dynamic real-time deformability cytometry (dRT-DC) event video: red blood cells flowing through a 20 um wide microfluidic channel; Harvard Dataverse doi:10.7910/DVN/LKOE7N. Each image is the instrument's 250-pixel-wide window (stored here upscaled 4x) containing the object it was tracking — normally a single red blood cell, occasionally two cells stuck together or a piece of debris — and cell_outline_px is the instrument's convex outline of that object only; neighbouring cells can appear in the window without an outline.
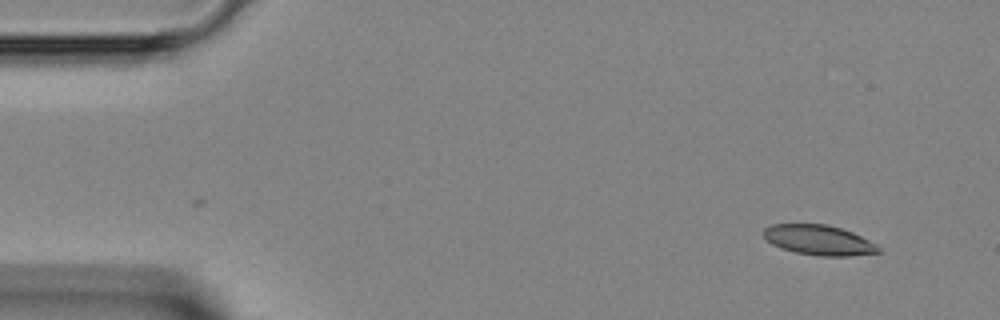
{"species": "Egyptian fruit bat (a non-hibernating species)", "species_latin": "Rousettus aegyptiacus", "temperature_condition": "room temperature", "stored_images_in_passage": 43, "camera_frame_rate_fps": 3000, "um_per_image_px": 0.085, "animal": {"sex": "female"}, "frame": {"image": 1, "passage_image": 1, "time_ms": 0.0, "image_size_px": [1000, 320], "cell_outline_px": [[880, 252], [848, 256], [820, 256], [796, 252], [780, 248], [772, 244], [764, 236], [764, 228], [772, 224], [828, 224], [852, 232], [876, 244], [880, 248]], "centroid_in_image_um": [69.59, 20.4], "position_along_channel_um": 15.4, "area_um2": 19.94}}
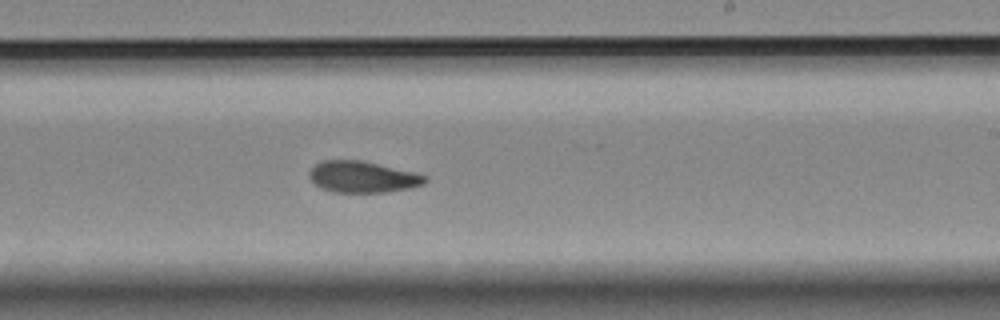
{"frame": {"image": 2, "passage_image": 24, "time_ms": 7.667, "image_size_px": [1000, 320], "cell_outline_px": [[428, 180], [424, 184], [408, 188], [384, 192], [332, 192], [320, 188], [308, 176], [308, 172], [320, 160], [360, 160], [416, 172], [428, 176]], "centroid_in_image_um": [30.82, 15.03], "position_along_channel_um": 258.2, "area_um2": 21.21}}
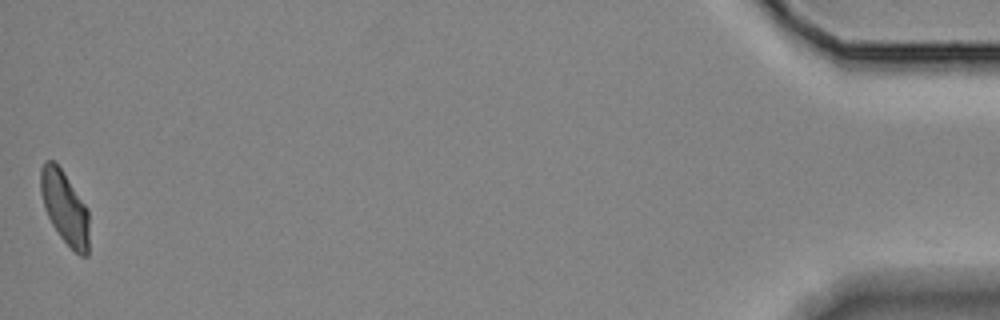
{"frame": {"image": 3, "passage_image": 42, "time_ms": 13.667, "image_size_px": [1000, 320], "cell_outline_px": [[88, 256], [80, 256], [60, 236], [52, 224], [44, 208], [40, 192], [40, 168], [44, 160], [52, 160], [60, 168], [88, 208]], "centroid_in_image_um": [5.48, 17.62], "position_along_channel_um": 429.7, "area_um2": 20.4}}